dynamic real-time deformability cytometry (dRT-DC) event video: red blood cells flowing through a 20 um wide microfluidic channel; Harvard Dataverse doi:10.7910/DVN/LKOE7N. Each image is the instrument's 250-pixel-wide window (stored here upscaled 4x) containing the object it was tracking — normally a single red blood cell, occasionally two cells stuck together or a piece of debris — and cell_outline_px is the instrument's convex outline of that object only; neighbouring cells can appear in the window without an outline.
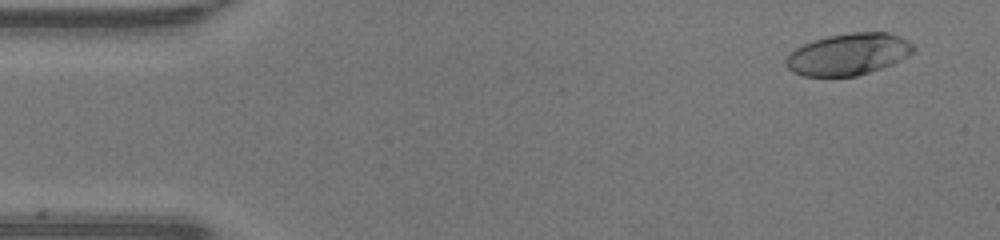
{"species": "human", "species_latin": "Homo sapiens", "temperature_condition": "warm", "stored_images_in_passage": 47, "camera_frame_rate_fps": 3000, "um_per_image_px": 0.085, "donor": {"sex": "male"}, "frame": {"image": 1, "passage_image": 3, "time_ms": 0.667, "image_size_px": [1000, 240], "cell_outline_px": [[916, 48], [908, 56], [892, 64], [856, 76], [804, 76], [792, 72], [784, 64], [784, 60], [796, 48], [812, 40], [828, 36], [852, 32], [888, 32], [900, 36], [908, 40]], "centroid_in_image_um": [72.11, 4.6], "position_along_channel_um": 12.9, "area_um2": 30.98}}
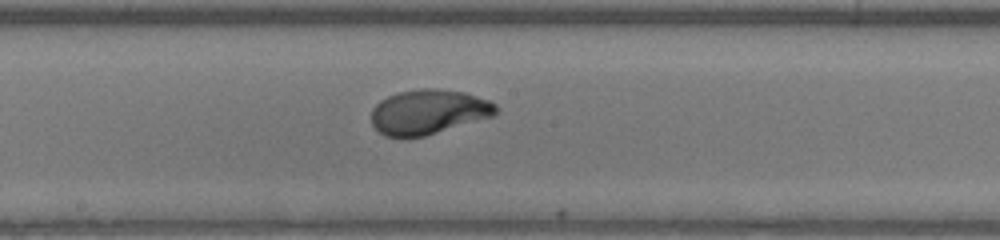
{"frame": {"image": 2, "passage_image": 25, "time_ms": 8.0, "image_size_px": [1000, 240], "cell_outline_px": [[500, 112], [492, 116], [424, 136], [384, 136], [372, 124], [372, 108], [380, 100], [396, 92], [420, 88], [436, 88], [464, 92], [492, 100], [500, 108]], "centroid_in_image_um": [36.46, 9.48], "position_along_channel_um": 211.7, "area_um2": 32.54}}
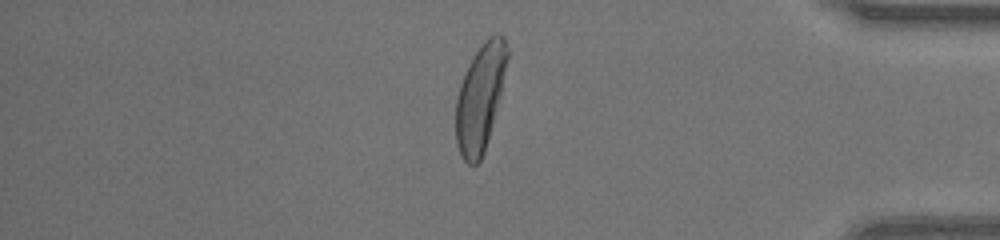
{"frame": {"image": 3, "passage_image": 40, "time_ms": 13.0, "image_size_px": [1000, 240], "cell_outline_px": [[508, 60], [492, 124], [484, 152], [480, 160], [476, 164], [468, 164], [464, 160], [456, 144], [456, 100], [460, 84], [464, 72], [472, 56], [484, 40], [488, 36], [496, 32], [500, 32], [504, 36], [508, 48]], "centroid_in_image_um": [40.81, 8.22], "position_along_channel_um": 394.4, "area_um2": 31.79}, "authors_computed_cell_mechanics": {"area_um2": 32.2524, "velocity_mm_per_s": 4.3242, "shape_relaxation_time_tau1_ms": 3.0666, "shape_relaxation_time_tau2_ms": null, "deformation_change_tau1": 0.2086, "deformation_change_tau2": null}}